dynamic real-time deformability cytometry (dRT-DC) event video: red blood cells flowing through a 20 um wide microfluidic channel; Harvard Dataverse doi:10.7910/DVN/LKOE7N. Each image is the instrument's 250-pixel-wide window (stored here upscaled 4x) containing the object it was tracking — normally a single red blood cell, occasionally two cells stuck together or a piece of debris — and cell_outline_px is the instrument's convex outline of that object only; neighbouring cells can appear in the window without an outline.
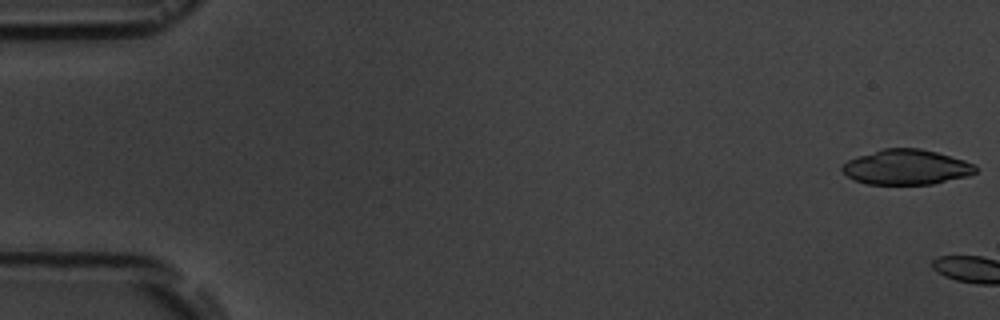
{"species": "common noctule bat (a hibernating species)", "species_latin": "Nyctalus noctula", "temperature_condition": "room temperature", "stored_images_in_passage": 7, "camera_frame_rate_fps": 3000, "um_per_image_px": 0.085, "animal": {"sex": "male", "body_mass_g": 19.5, "forearm_length_mm": 54.6}, "frame": {"image": 1, "passage_image": 1, "time_ms": 0.0, "image_size_px": [1000, 320], "cell_outline_px": [[976, 172], [968, 176], [932, 184], [868, 184], [856, 180], [848, 176], [840, 168], [848, 160], [884, 148], [920, 148], [936, 152], [964, 160], [976, 164]], "centroid_in_image_um": [77.08, 14.21], "position_along_channel_um": 7.9, "area_um2": 26.99}}